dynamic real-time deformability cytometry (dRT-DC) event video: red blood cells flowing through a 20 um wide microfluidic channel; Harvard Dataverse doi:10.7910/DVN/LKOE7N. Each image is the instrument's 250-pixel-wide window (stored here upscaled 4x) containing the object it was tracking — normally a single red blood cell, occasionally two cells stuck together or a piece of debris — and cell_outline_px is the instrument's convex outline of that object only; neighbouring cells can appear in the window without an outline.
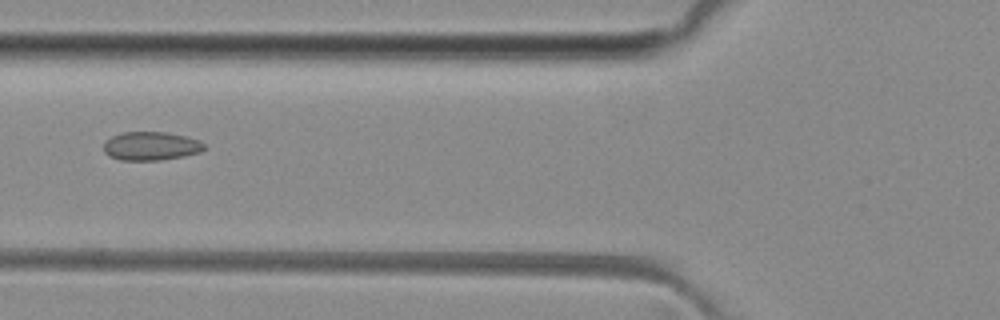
{"species": "common noctule bat (a hibernating species)", "species_latin": "Nyctalus noctula", "temperature_condition": "room temperature", "stored_images_in_passage": 36, "camera_frame_rate_fps": 3000, "um_per_image_px": 0.085, "animal": {"sex": "female", "body_mass_g": 29.2, "forearm_length_mm": 56.3}, "frame": {"image": 1, "passage_image": 5, "time_ms": 1.333, "image_size_px": [1000, 320], "cell_outline_px": [[204, 148], [200, 152], [184, 156], [160, 160], [120, 160], [108, 156], [104, 152], [104, 140], [112, 136], [124, 132], [168, 132], [200, 140], [204, 144]], "centroid_in_image_um": [12.8, 12.41], "position_along_channel_um": 113.0, "area_um2": 16.82}}
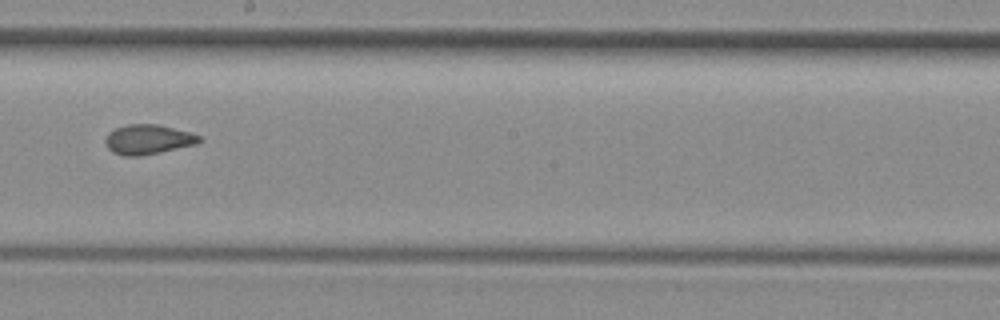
{"frame": {"image": 2, "passage_image": 14, "time_ms": 4.333, "image_size_px": [1000, 320], "cell_outline_px": [[200, 140], [196, 144], [160, 152], [140, 156], [124, 156], [112, 152], [104, 144], [104, 140], [108, 132], [116, 128], [128, 124], [156, 124], [188, 132], [200, 136]], "centroid_in_image_um": [12.51, 11.86], "position_along_channel_um": 235.7, "area_um2": 16.13}}
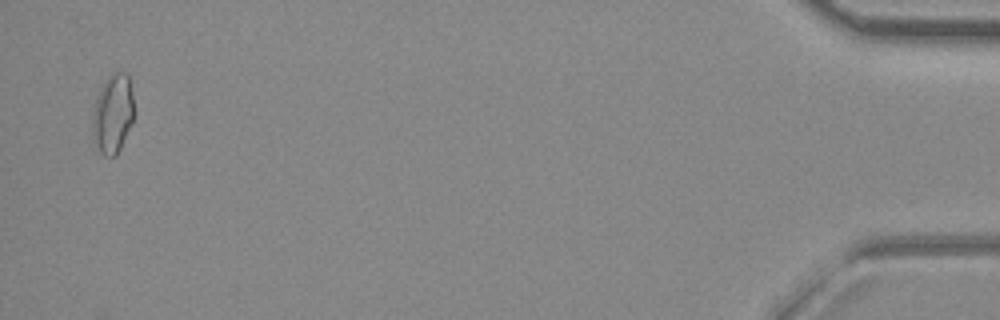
{"frame": {"image": 3, "passage_image": 35, "time_ms": 11.333, "image_size_px": [1000, 320], "cell_outline_px": [[132, 120], [120, 148], [116, 156], [104, 156], [100, 152], [92, 136], [92, 116], [96, 100], [100, 88], [108, 76], [116, 72], [128, 72], [132, 96]], "centroid_in_image_um": [9.56, 9.66], "position_along_channel_um": 425.6, "area_um2": 18.79}, "authors_computed_cell_mechanics": {"area_um2": 16.2418, "velocity_mm_per_s": 4.0943, "shape_relaxation_time_tau1_ms": null, "shape_relaxation_time_tau2_ms": 1.9846, "deformation_change_tau1": null, "deformation_change_tau2": 0.0823}}